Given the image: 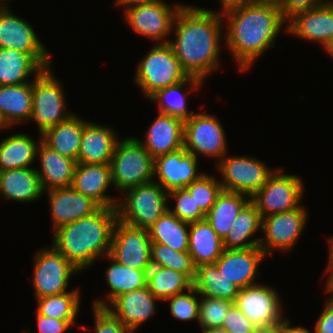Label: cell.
<instances>
[{
    "mask_svg": "<svg viewBox=\"0 0 333 333\" xmlns=\"http://www.w3.org/2000/svg\"><path fill=\"white\" fill-rule=\"evenodd\" d=\"M71 187L92 198L101 207H117L118 205V196L114 197L106 192L108 188L114 187L110 163H77Z\"/></svg>",
    "mask_w": 333,
    "mask_h": 333,
    "instance_id": "44dd1931",
    "label": "cell"
},
{
    "mask_svg": "<svg viewBox=\"0 0 333 333\" xmlns=\"http://www.w3.org/2000/svg\"><path fill=\"white\" fill-rule=\"evenodd\" d=\"M91 309L94 313V333H134L107 308L93 306Z\"/></svg>",
    "mask_w": 333,
    "mask_h": 333,
    "instance_id": "f6af8a7d",
    "label": "cell"
},
{
    "mask_svg": "<svg viewBox=\"0 0 333 333\" xmlns=\"http://www.w3.org/2000/svg\"><path fill=\"white\" fill-rule=\"evenodd\" d=\"M38 142L26 133H14L0 141V171L28 168L35 163Z\"/></svg>",
    "mask_w": 333,
    "mask_h": 333,
    "instance_id": "4dcf8cb0",
    "label": "cell"
},
{
    "mask_svg": "<svg viewBox=\"0 0 333 333\" xmlns=\"http://www.w3.org/2000/svg\"><path fill=\"white\" fill-rule=\"evenodd\" d=\"M275 287L260 283L239 290L234 303L259 329L276 328L284 317Z\"/></svg>",
    "mask_w": 333,
    "mask_h": 333,
    "instance_id": "9a60e30c",
    "label": "cell"
},
{
    "mask_svg": "<svg viewBox=\"0 0 333 333\" xmlns=\"http://www.w3.org/2000/svg\"><path fill=\"white\" fill-rule=\"evenodd\" d=\"M188 76L172 46L169 43H155L137 63L133 82L148 99L157 90L177 84Z\"/></svg>",
    "mask_w": 333,
    "mask_h": 333,
    "instance_id": "277c9868",
    "label": "cell"
},
{
    "mask_svg": "<svg viewBox=\"0 0 333 333\" xmlns=\"http://www.w3.org/2000/svg\"><path fill=\"white\" fill-rule=\"evenodd\" d=\"M250 201L248 195L222 190L216 202L206 213L205 219L215 230L217 235L224 239L228 234L233 221L241 209Z\"/></svg>",
    "mask_w": 333,
    "mask_h": 333,
    "instance_id": "836d02e7",
    "label": "cell"
},
{
    "mask_svg": "<svg viewBox=\"0 0 333 333\" xmlns=\"http://www.w3.org/2000/svg\"><path fill=\"white\" fill-rule=\"evenodd\" d=\"M185 188L205 214L211 209L218 195L223 190L219 180L207 173L202 174Z\"/></svg>",
    "mask_w": 333,
    "mask_h": 333,
    "instance_id": "60d3db41",
    "label": "cell"
},
{
    "mask_svg": "<svg viewBox=\"0 0 333 333\" xmlns=\"http://www.w3.org/2000/svg\"><path fill=\"white\" fill-rule=\"evenodd\" d=\"M327 267H326V270H325V273L324 275L328 274L329 272V276L328 278L326 279V283H325V291L326 293H330L332 294V296H330V298L328 297V300H333V262H328L327 263Z\"/></svg>",
    "mask_w": 333,
    "mask_h": 333,
    "instance_id": "f5cc1de1",
    "label": "cell"
},
{
    "mask_svg": "<svg viewBox=\"0 0 333 333\" xmlns=\"http://www.w3.org/2000/svg\"><path fill=\"white\" fill-rule=\"evenodd\" d=\"M117 219V207H101L94 214L55 230L51 245L83 272L110 253Z\"/></svg>",
    "mask_w": 333,
    "mask_h": 333,
    "instance_id": "3957f363",
    "label": "cell"
},
{
    "mask_svg": "<svg viewBox=\"0 0 333 333\" xmlns=\"http://www.w3.org/2000/svg\"><path fill=\"white\" fill-rule=\"evenodd\" d=\"M183 147L195 157L216 158L217 164L227 152L224 127L216 115L197 112L184 121Z\"/></svg>",
    "mask_w": 333,
    "mask_h": 333,
    "instance_id": "8fae6325",
    "label": "cell"
},
{
    "mask_svg": "<svg viewBox=\"0 0 333 333\" xmlns=\"http://www.w3.org/2000/svg\"><path fill=\"white\" fill-rule=\"evenodd\" d=\"M113 127L87 121L83 126L78 154V163H110L119 141L118 132Z\"/></svg>",
    "mask_w": 333,
    "mask_h": 333,
    "instance_id": "603a6c76",
    "label": "cell"
},
{
    "mask_svg": "<svg viewBox=\"0 0 333 333\" xmlns=\"http://www.w3.org/2000/svg\"><path fill=\"white\" fill-rule=\"evenodd\" d=\"M47 192V193H46ZM50 208L53 231L97 212L101 206L72 187L44 191Z\"/></svg>",
    "mask_w": 333,
    "mask_h": 333,
    "instance_id": "d6986e66",
    "label": "cell"
},
{
    "mask_svg": "<svg viewBox=\"0 0 333 333\" xmlns=\"http://www.w3.org/2000/svg\"><path fill=\"white\" fill-rule=\"evenodd\" d=\"M36 321L38 328L37 333H65L71 327L77 325L75 320H59L49 318L37 312Z\"/></svg>",
    "mask_w": 333,
    "mask_h": 333,
    "instance_id": "c3c4849f",
    "label": "cell"
},
{
    "mask_svg": "<svg viewBox=\"0 0 333 333\" xmlns=\"http://www.w3.org/2000/svg\"><path fill=\"white\" fill-rule=\"evenodd\" d=\"M217 10L183 5L178 11L169 40L176 58L189 76L203 81L220 69L224 28Z\"/></svg>",
    "mask_w": 333,
    "mask_h": 333,
    "instance_id": "6da1fadb",
    "label": "cell"
},
{
    "mask_svg": "<svg viewBox=\"0 0 333 333\" xmlns=\"http://www.w3.org/2000/svg\"><path fill=\"white\" fill-rule=\"evenodd\" d=\"M266 258L260 246L224 249L214 264L223 278L242 289L258 283L259 267Z\"/></svg>",
    "mask_w": 333,
    "mask_h": 333,
    "instance_id": "ac0fdd59",
    "label": "cell"
},
{
    "mask_svg": "<svg viewBox=\"0 0 333 333\" xmlns=\"http://www.w3.org/2000/svg\"><path fill=\"white\" fill-rule=\"evenodd\" d=\"M199 159L184 147L154 159L155 182L167 192L185 188L205 172H199Z\"/></svg>",
    "mask_w": 333,
    "mask_h": 333,
    "instance_id": "e0dca14e",
    "label": "cell"
},
{
    "mask_svg": "<svg viewBox=\"0 0 333 333\" xmlns=\"http://www.w3.org/2000/svg\"><path fill=\"white\" fill-rule=\"evenodd\" d=\"M200 294L192 286L186 292L176 294L164 300L169 301V311L173 318L190 322L197 321L199 312Z\"/></svg>",
    "mask_w": 333,
    "mask_h": 333,
    "instance_id": "7bdbcfd3",
    "label": "cell"
},
{
    "mask_svg": "<svg viewBox=\"0 0 333 333\" xmlns=\"http://www.w3.org/2000/svg\"><path fill=\"white\" fill-rule=\"evenodd\" d=\"M40 168H35L44 191L71 187L77 162L60 155L42 140L36 150Z\"/></svg>",
    "mask_w": 333,
    "mask_h": 333,
    "instance_id": "d4e9b609",
    "label": "cell"
},
{
    "mask_svg": "<svg viewBox=\"0 0 333 333\" xmlns=\"http://www.w3.org/2000/svg\"><path fill=\"white\" fill-rule=\"evenodd\" d=\"M328 0H283L279 5L284 19L288 22L296 14L318 7Z\"/></svg>",
    "mask_w": 333,
    "mask_h": 333,
    "instance_id": "7dc6e473",
    "label": "cell"
},
{
    "mask_svg": "<svg viewBox=\"0 0 333 333\" xmlns=\"http://www.w3.org/2000/svg\"><path fill=\"white\" fill-rule=\"evenodd\" d=\"M289 318L285 317L277 326L279 333H312L308 328L303 326H292Z\"/></svg>",
    "mask_w": 333,
    "mask_h": 333,
    "instance_id": "f907efd6",
    "label": "cell"
},
{
    "mask_svg": "<svg viewBox=\"0 0 333 333\" xmlns=\"http://www.w3.org/2000/svg\"><path fill=\"white\" fill-rule=\"evenodd\" d=\"M151 243L147 229L134 227L117 219L112 232L109 255L123 266L149 270Z\"/></svg>",
    "mask_w": 333,
    "mask_h": 333,
    "instance_id": "2e32d148",
    "label": "cell"
},
{
    "mask_svg": "<svg viewBox=\"0 0 333 333\" xmlns=\"http://www.w3.org/2000/svg\"><path fill=\"white\" fill-rule=\"evenodd\" d=\"M87 120L72 114L68 119L49 128L42 134V141L60 155L78 163V154L83 126Z\"/></svg>",
    "mask_w": 333,
    "mask_h": 333,
    "instance_id": "f546056e",
    "label": "cell"
},
{
    "mask_svg": "<svg viewBox=\"0 0 333 333\" xmlns=\"http://www.w3.org/2000/svg\"><path fill=\"white\" fill-rule=\"evenodd\" d=\"M12 127L8 120L5 118L4 114L0 111V131L2 129L6 130Z\"/></svg>",
    "mask_w": 333,
    "mask_h": 333,
    "instance_id": "11a10c76",
    "label": "cell"
},
{
    "mask_svg": "<svg viewBox=\"0 0 333 333\" xmlns=\"http://www.w3.org/2000/svg\"><path fill=\"white\" fill-rule=\"evenodd\" d=\"M109 261L105 270V281L110 291L104 299H96L93 306L106 308L119 295L147 286L148 270H137L115 261L109 254L103 257Z\"/></svg>",
    "mask_w": 333,
    "mask_h": 333,
    "instance_id": "83f0119b",
    "label": "cell"
},
{
    "mask_svg": "<svg viewBox=\"0 0 333 333\" xmlns=\"http://www.w3.org/2000/svg\"><path fill=\"white\" fill-rule=\"evenodd\" d=\"M193 286V281L182 272L161 266L151 265L147 272V287L161 301L185 292Z\"/></svg>",
    "mask_w": 333,
    "mask_h": 333,
    "instance_id": "74e56055",
    "label": "cell"
},
{
    "mask_svg": "<svg viewBox=\"0 0 333 333\" xmlns=\"http://www.w3.org/2000/svg\"><path fill=\"white\" fill-rule=\"evenodd\" d=\"M221 328L228 333H257L260 330L235 303L229 308Z\"/></svg>",
    "mask_w": 333,
    "mask_h": 333,
    "instance_id": "bcb514c9",
    "label": "cell"
},
{
    "mask_svg": "<svg viewBox=\"0 0 333 333\" xmlns=\"http://www.w3.org/2000/svg\"><path fill=\"white\" fill-rule=\"evenodd\" d=\"M234 302L225 299L211 298L200 295L198 323L202 331L221 327L224 317Z\"/></svg>",
    "mask_w": 333,
    "mask_h": 333,
    "instance_id": "b9f144b4",
    "label": "cell"
},
{
    "mask_svg": "<svg viewBox=\"0 0 333 333\" xmlns=\"http://www.w3.org/2000/svg\"><path fill=\"white\" fill-rule=\"evenodd\" d=\"M328 262H333V236L328 238Z\"/></svg>",
    "mask_w": 333,
    "mask_h": 333,
    "instance_id": "9f6ffc18",
    "label": "cell"
},
{
    "mask_svg": "<svg viewBox=\"0 0 333 333\" xmlns=\"http://www.w3.org/2000/svg\"><path fill=\"white\" fill-rule=\"evenodd\" d=\"M184 3L169 5L165 0L132 6L124 11L127 25L133 32L154 43H169L175 17Z\"/></svg>",
    "mask_w": 333,
    "mask_h": 333,
    "instance_id": "4fadbf2b",
    "label": "cell"
},
{
    "mask_svg": "<svg viewBox=\"0 0 333 333\" xmlns=\"http://www.w3.org/2000/svg\"><path fill=\"white\" fill-rule=\"evenodd\" d=\"M224 251L223 239L206 219L189 223L188 252L195 267L214 264Z\"/></svg>",
    "mask_w": 333,
    "mask_h": 333,
    "instance_id": "f1b7e54d",
    "label": "cell"
},
{
    "mask_svg": "<svg viewBox=\"0 0 333 333\" xmlns=\"http://www.w3.org/2000/svg\"><path fill=\"white\" fill-rule=\"evenodd\" d=\"M174 199V208L168 207V210L181 221L193 223L204 220L206 214L196 204L191 194L186 188H178L168 192V199Z\"/></svg>",
    "mask_w": 333,
    "mask_h": 333,
    "instance_id": "ee69618b",
    "label": "cell"
},
{
    "mask_svg": "<svg viewBox=\"0 0 333 333\" xmlns=\"http://www.w3.org/2000/svg\"><path fill=\"white\" fill-rule=\"evenodd\" d=\"M81 291L75 288L61 294L35 298L36 312L59 320H76L81 309Z\"/></svg>",
    "mask_w": 333,
    "mask_h": 333,
    "instance_id": "f35d334b",
    "label": "cell"
},
{
    "mask_svg": "<svg viewBox=\"0 0 333 333\" xmlns=\"http://www.w3.org/2000/svg\"><path fill=\"white\" fill-rule=\"evenodd\" d=\"M202 333H228L226 329L221 327H212L206 330H203Z\"/></svg>",
    "mask_w": 333,
    "mask_h": 333,
    "instance_id": "6f0895ef",
    "label": "cell"
},
{
    "mask_svg": "<svg viewBox=\"0 0 333 333\" xmlns=\"http://www.w3.org/2000/svg\"><path fill=\"white\" fill-rule=\"evenodd\" d=\"M156 301L161 300L156 298L146 286L119 295L106 308L135 332L156 314Z\"/></svg>",
    "mask_w": 333,
    "mask_h": 333,
    "instance_id": "7402d4cb",
    "label": "cell"
},
{
    "mask_svg": "<svg viewBox=\"0 0 333 333\" xmlns=\"http://www.w3.org/2000/svg\"><path fill=\"white\" fill-rule=\"evenodd\" d=\"M81 273L52 245L38 249L34 257L32 287L34 296L41 298L67 292L70 279Z\"/></svg>",
    "mask_w": 333,
    "mask_h": 333,
    "instance_id": "7c38bea8",
    "label": "cell"
},
{
    "mask_svg": "<svg viewBox=\"0 0 333 333\" xmlns=\"http://www.w3.org/2000/svg\"><path fill=\"white\" fill-rule=\"evenodd\" d=\"M283 169L276 168L267 182L250 198L262 218L289 212L302 205L304 182L298 175L286 174Z\"/></svg>",
    "mask_w": 333,
    "mask_h": 333,
    "instance_id": "ba28073f",
    "label": "cell"
},
{
    "mask_svg": "<svg viewBox=\"0 0 333 333\" xmlns=\"http://www.w3.org/2000/svg\"><path fill=\"white\" fill-rule=\"evenodd\" d=\"M204 82L197 77L188 76L177 84L157 90L147 100L154 102V104L157 103L159 113L186 121L195 114L193 111L189 112L186 98L192 92L199 91Z\"/></svg>",
    "mask_w": 333,
    "mask_h": 333,
    "instance_id": "4316f807",
    "label": "cell"
},
{
    "mask_svg": "<svg viewBox=\"0 0 333 333\" xmlns=\"http://www.w3.org/2000/svg\"><path fill=\"white\" fill-rule=\"evenodd\" d=\"M306 208L300 207L262 218V231L259 246L269 257L273 252L289 253L297 244L306 228L308 214Z\"/></svg>",
    "mask_w": 333,
    "mask_h": 333,
    "instance_id": "5bb4252c",
    "label": "cell"
},
{
    "mask_svg": "<svg viewBox=\"0 0 333 333\" xmlns=\"http://www.w3.org/2000/svg\"><path fill=\"white\" fill-rule=\"evenodd\" d=\"M253 2L268 3L274 5H280L283 0H252Z\"/></svg>",
    "mask_w": 333,
    "mask_h": 333,
    "instance_id": "91938a15",
    "label": "cell"
},
{
    "mask_svg": "<svg viewBox=\"0 0 333 333\" xmlns=\"http://www.w3.org/2000/svg\"><path fill=\"white\" fill-rule=\"evenodd\" d=\"M44 68L29 54L0 48V85H19L33 82Z\"/></svg>",
    "mask_w": 333,
    "mask_h": 333,
    "instance_id": "1f68e13d",
    "label": "cell"
},
{
    "mask_svg": "<svg viewBox=\"0 0 333 333\" xmlns=\"http://www.w3.org/2000/svg\"><path fill=\"white\" fill-rule=\"evenodd\" d=\"M257 333H279L278 328L260 329Z\"/></svg>",
    "mask_w": 333,
    "mask_h": 333,
    "instance_id": "94428289",
    "label": "cell"
},
{
    "mask_svg": "<svg viewBox=\"0 0 333 333\" xmlns=\"http://www.w3.org/2000/svg\"><path fill=\"white\" fill-rule=\"evenodd\" d=\"M223 190L239 192L250 198L267 182L276 170L264 161L248 155H225L217 164Z\"/></svg>",
    "mask_w": 333,
    "mask_h": 333,
    "instance_id": "9c48e42d",
    "label": "cell"
},
{
    "mask_svg": "<svg viewBox=\"0 0 333 333\" xmlns=\"http://www.w3.org/2000/svg\"><path fill=\"white\" fill-rule=\"evenodd\" d=\"M0 111L11 126L31 119L32 82L19 85H0Z\"/></svg>",
    "mask_w": 333,
    "mask_h": 333,
    "instance_id": "e575fe53",
    "label": "cell"
},
{
    "mask_svg": "<svg viewBox=\"0 0 333 333\" xmlns=\"http://www.w3.org/2000/svg\"><path fill=\"white\" fill-rule=\"evenodd\" d=\"M44 195L35 168L0 171V197L3 200L32 203Z\"/></svg>",
    "mask_w": 333,
    "mask_h": 333,
    "instance_id": "484cf974",
    "label": "cell"
},
{
    "mask_svg": "<svg viewBox=\"0 0 333 333\" xmlns=\"http://www.w3.org/2000/svg\"><path fill=\"white\" fill-rule=\"evenodd\" d=\"M323 50H325V52H327V54L333 58V39L325 46Z\"/></svg>",
    "mask_w": 333,
    "mask_h": 333,
    "instance_id": "680465c9",
    "label": "cell"
},
{
    "mask_svg": "<svg viewBox=\"0 0 333 333\" xmlns=\"http://www.w3.org/2000/svg\"><path fill=\"white\" fill-rule=\"evenodd\" d=\"M155 1H160V0H115L114 5L122 8L125 10L127 8H130L132 6L136 5H142V4H147V3H152Z\"/></svg>",
    "mask_w": 333,
    "mask_h": 333,
    "instance_id": "db71d44e",
    "label": "cell"
},
{
    "mask_svg": "<svg viewBox=\"0 0 333 333\" xmlns=\"http://www.w3.org/2000/svg\"><path fill=\"white\" fill-rule=\"evenodd\" d=\"M219 2L221 3V8L219 12L220 14H223L224 12L240 7V6H244L245 4H248L249 2H252V0H219Z\"/></svg>",
    "mask_w": 333,
    "mask_h": 333,
    "instance_id": "816d5d0a",
    "label": "cell"
},
{
    "mask_svg": "<svg viewBox=\"0 0 333 333\" xmlns=\"http://www.w3.org/2000/svg\"><path fill=\"white\" fill-rule=\"evenodd\" d=\"M148 128L144 141L137 139L154 159L183 147L184 121L182 119L158 112Z\"/></svg>",
    "mask_w": 333,
    "mask_h": 333,
    "instance_id": "cb8c5ba5",
    "label": "cell"
},
{
    "mask_svg": "<svg viewBox=\"0 0 333 333\" xmlns=\"http://www.w3.org/2000/svg\"><path fill=\"white\" fill-rule=\"evenodd\" d=\"M151 265L185 273L192 281L195 277L196 267L189 252L176 251L158 242L151 243Z\"/></svg>",
    "mask_w": 333,
    "mask_h": 333,
    "instance_id": "ab89813d",
    "label": "cell"
},
{
    "mask_svg": "<svg viewBox=\"0 0 333 333\" xmlns=\"http://www.w3.org/2000/svg\"><path fill=\"white\" fill-rule=\"evenodd\" d=\"M313 333H333V300H326Z\"/></svg>",
    "mask_w": 333,
    "mask_h": 333,
    "instance_id": "681fc988",
    "label": "cell"
},
{
    "mask_svg": "<svg viewBox=\"0 0 333 333\" xmlns=\"http://www.w3.org/2000/svg\"><path fill=\"white\" fill-rule=\"evenodd\" d=\"M168 200V192L154 180L139 184L119 197L118 219L148 230L168 210Z\"/></svg>",
    "mask_w": 333,
    "mask_h": 333,
    "instance_id": "5b68a950",
    "label": "cell"
},
{
    "mask_svg": "<svg viewBox=\"0 0 333 333\" xmlns=\"http://www.w3.org/2000/svg\"><path fill=\"white\" fill-rule=\"evenodd\" d=\"M114 188L123 193L153 181L154 158L136 137L120 139L110 161Z\"/></svg>",
    "mask_w": 333,
    "mask_h": 333,
    "instance_id": "8992f818",
    "label": "cell"
},
{
    "mask_svg": "<svg viewBox=\"0 0 333 333\" xmlns=\"http://www.w3.org/2000/svg\"><path fill=\"white\" fill-rule=\"evenodd\" d=\"M9 3L0 2V48L29 53L44 69L52 67L50 50L29 21L12 13Z\"/></svg>",
    "mask_w": 333,
    "mask_h": 333,
    "instance_id": "30bf717a",
    "label": "cell"
},
{
    "mask_svg": "<svg viewBox=\"0 0 333 333\" xmlns=\"http://www.w3.org/2000/svg\"><path fill=\"white\" fill-rule=\"evenodd\" d=\"M44 69L32 82V114L30 121H36L39 135L68 119L69 112L62 83L52 71ZM66 107V108H65Z\"/></svg>",
    "mask_w": 333,
    "mask_h": 333,
    "instance_id": "52a82bcc",
    "label": "cell"
},
{
    "mask_svg": "<svg viewBox=\"0 0 333 333\" xmlns=\"http://www.w3.org/2000/svg\"><path fill=\"white\" fill-rule=\"evenodd\" d=\"M193 287L202 296L234 302L239 288L227 281L215 264H202L196 267Z\"/></svg>",
    "mask_w": 333,
    "mask_h": 333,
    "instance_id": "8d00e7d4",
    "label": "cell"
},
{
    "mask_svg": "<svg viewBox=\"0 0 333 333\" xmlns=\"http://www.w3.org/2000/svg\"><path fill=\"white\" fill-rule=\"evenodd\" d=\"M227 28L223 44L232 54L239 71L246 72L270 47H274L277 35L285 29L284 19L278 5L249 2L222 14ZM286 23V24H285Z\"/></svg>",
    "mask_w": 333,
    "mask_h": 333,
    "instance_id": "7a4b0ae2",
    "label": "cell"
},
{
    "mask_svg": "<svg viewBox=\"0 0 333 333\" xmlns=\"http://www.w3.org/2000/svg\"><path fill=\"white\" fill-rule=\"evenodd\" d=\"M287 23L289 34L307 42L319 43L324 49L333 39V0L298 13Z\"/></svg>",
    "mask_w": 333,
    "mask_h": 333,
    "instance_id": "ffe728a7",
    "label": "cell"
},
{
    "mask_svg": "<svg viewBox=\"0 0 333 333\" xmlns=\"http://www.w3.org/2000/svg\"><path fill=\"white\" fill-rule=\"evenodd\" d=\"M148 234L151 242H158L171 249L188 252L189 223L181 221L167 210L150 228Z\"/></svg>",
    "mask_w": 333,
    "mask_h": 333,
    "instance_id": "d590c367",
    "label": "cell"
},
{
    "mask_svg": "<svg viewBox=\"0 0 333 333\" xmlns=\"http://www.w3.org/2000/svg\"><path fill=\"white\" fill-rule=\"evenodd\" d=\"M258 231H262V217L255 205L249 201L241 209L228 234L223 239L224 249H247L259 246L261 237H253Z\"/></svg>",
    "mask_w": 333,
    "mask_h": 333,
    "instance_id": "d6a6232c",
    "label": "cell"
}]
</instances>
